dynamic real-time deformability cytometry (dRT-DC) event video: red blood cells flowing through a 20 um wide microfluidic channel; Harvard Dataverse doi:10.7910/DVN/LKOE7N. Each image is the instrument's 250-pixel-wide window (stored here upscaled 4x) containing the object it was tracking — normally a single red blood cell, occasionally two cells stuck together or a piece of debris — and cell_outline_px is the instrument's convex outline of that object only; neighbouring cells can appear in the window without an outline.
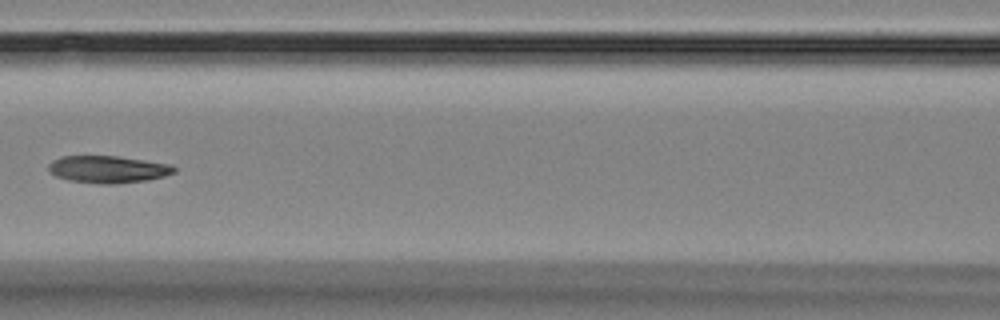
{"species": "Egyptian fruit bat (a non-hibernating species)", "species_latin": "Rousettus aegyptiacus", "temperature_condition": "room temperature", "stored_images_in_passage": 11, "camera_frame_rate_fps": 3000, "um_per_image_px": 0.085, "animal": {"sex": "female"}, "frame": {"image": 1, "passage_image": 7, "time_ms": 7.667, "image_size_px": [1000, 320], "cell_outline_px": [[176, 172], [164, 176], [148, 180], [116, 184], [96, 184], [68, 180], [56, 176], [48, 172], [48, 164], [52, 160], [64, 156], [116, 156], [168, 164], [176, 168]], "centroid_in_image_um": [9.13, 14.4], "position_along_channel_um": 157.5, "area_um2": 19.94}}
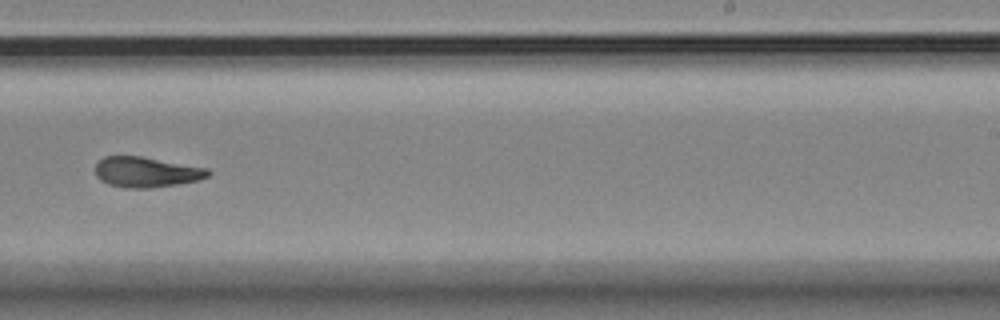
{"frame": {"image": 2, "passage_image": 10, "time_ms": 11.0, "image_size_px": [1000, 320], "cell_outline_px": [[212, 172], [208, 176], [200, 180], [176, 184], [148, 188], [124, 188], [108, 184], [100, 180], [96, 176], [96, 164], [104, 156], [140, 156], [208, 168]], "centroid_in_image_um": [12.44, 14.63], "position_along_channel_um": 276.6, "area_um2": 19.94}}
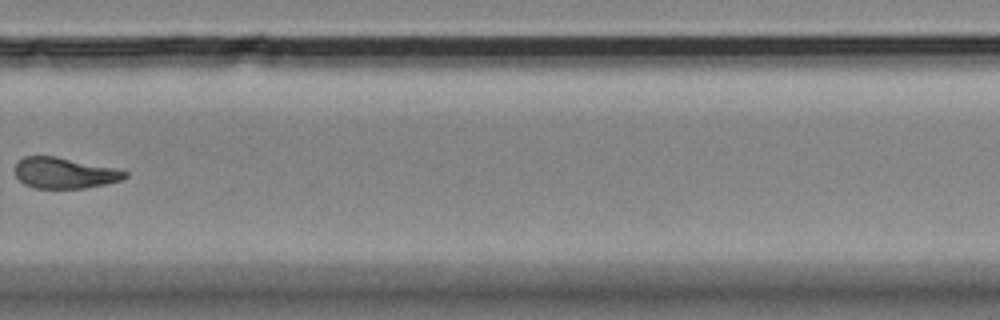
{"frame": {"image": 3, "passage_image": 11, "time_ms": 12.333, "image_size_px": [1000, 320], "cell_outline_px": [[128, 176], [120, 180], [104, 184], [84, 188], [36, 188], [24, 184], [16, 176], [16, 164], [24, 156], [56, 156], [112, 168], [128, 172]], "centroid_in_image_um": [5.46, 14.7], "position_along_channel_um": 324.3, "area_um2": 19.42}}